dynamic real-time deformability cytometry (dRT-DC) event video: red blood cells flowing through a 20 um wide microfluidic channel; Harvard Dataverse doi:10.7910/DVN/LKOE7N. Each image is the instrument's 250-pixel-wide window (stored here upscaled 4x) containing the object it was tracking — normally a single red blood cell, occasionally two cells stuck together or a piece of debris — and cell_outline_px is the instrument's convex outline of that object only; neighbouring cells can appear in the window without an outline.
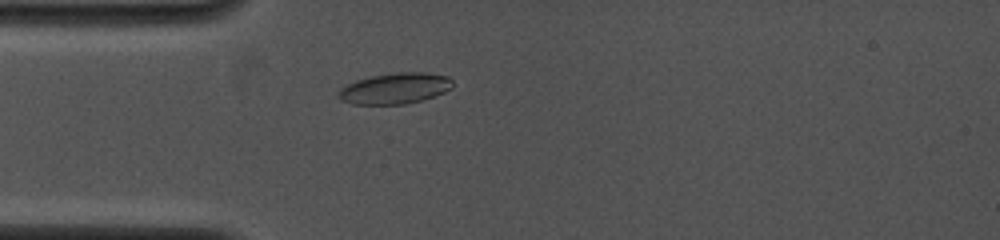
{"species": "common noctule bat (a hibernating species)", "species_latin": "Nyctalus noctula", "temperature_condition": "cold", "stored_images_in_passage": 71, "camera_frame_rate_fps": 4000, "um_per_image_px": 0.085, "animal": {"sex": "female", "body_mass_g": 19.0, "forearm_length_mm": 53.3}, "frame": {"image": 1, "passage_image": 10, "time_ms": 2.75, "image_size_px": [1000, 240], "cell_outline_px": [[452, 88], [444, 92], [420, 100], [404, 104], [352, 104], [340, 100], [340, 88], [356, 80], [372, 76], [396, 72], [428, 72], [448, 76], [452, 80]], "centroid_in_image_um": [33.59, 7.5], "position_along_channel_um": 51.4, "area_um2": 20.4}}
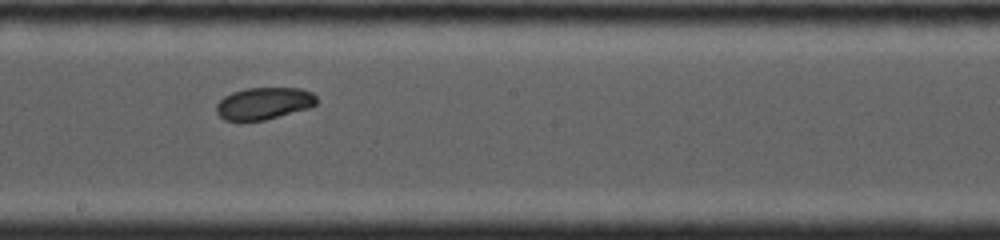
{"frame": {"image": 2, "passage_image": 31, "time_ms": 7.25, "image_size_px": [1000, 240], "cell_outline_px": [[316, 104], [308, 108], [264, 120], [224, 120], [216, 112], [216, 104], [224, 96], [232, 92], [244, 88], [300, 88], [312, 92], [316, 96]], "centroid_in_image_um": [22.41, 8.77], "position_along_channel_um": 225.8, "area_um2": 18.61}}
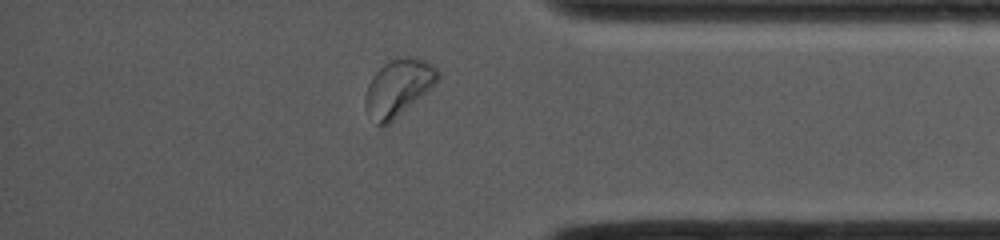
{"frame": {"image": 3, "passage_image": 62, "time_ms": 11.75, "image_size_px": [1000, 240], "cell_outline_px": [[440, 80], [388, 124], [376, 124], [364, 108], [364, 96], [368, 84], [372, 76], [388, 60], [400, 56], [416, 56], [432, 64], [440, 72]], "centroid_in_image_um": [33.85, 7.4], "position_along_channel_um": 401.3, "area_um2": 23.99}, "authors_computed_cell_mechanics": {"area_um2": 19.5942, "velocity_mm_per_s": 4.0268, "shape_relaxation_time_tau1_ms": 2.2709, "shape_relaxation_time_tau2_ms": 8.4539, "deformation_change_tau1": 0.0789, "deformation_change_tau2": 0.1063}}